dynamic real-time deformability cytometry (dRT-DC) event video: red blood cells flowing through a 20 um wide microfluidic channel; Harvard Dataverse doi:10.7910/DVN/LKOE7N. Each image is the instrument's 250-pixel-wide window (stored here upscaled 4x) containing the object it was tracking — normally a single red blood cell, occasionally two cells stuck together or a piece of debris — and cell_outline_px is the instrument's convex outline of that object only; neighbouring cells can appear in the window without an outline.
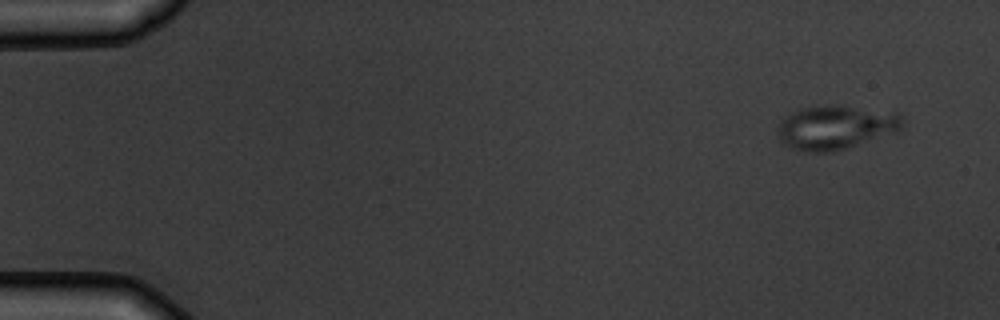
{"species": "common noctule bat (a hibernating species)", "species_latin": "Nyctalus noctula", "temperature_condition": "warm", "stored_images_in_passage": 4, "camera_frame_rate_fps": 3000, "um_per_image_px": 0.085, "animal": {"sex": "male", "body_mass_g": 19.5, "forearm_length_mm": 54.6}, "frame": {"image": 1, "passage_image": 4, "time_ms": 3.667, "image_size_px": [1000, 320], "cell_outline_px": [[904, 128], [896, 132], [832, 152], [804, 152], [792, 148], [784, 144], [780, 140], [780, 120], [788, 112], [800, 108], [836, 104], [840, 104], [896, 112], [904, 120]], "centroid_in_image_um": [71.05, 10.8], "position_along_channel_um": 13.9, "area_um2": 32.25}}